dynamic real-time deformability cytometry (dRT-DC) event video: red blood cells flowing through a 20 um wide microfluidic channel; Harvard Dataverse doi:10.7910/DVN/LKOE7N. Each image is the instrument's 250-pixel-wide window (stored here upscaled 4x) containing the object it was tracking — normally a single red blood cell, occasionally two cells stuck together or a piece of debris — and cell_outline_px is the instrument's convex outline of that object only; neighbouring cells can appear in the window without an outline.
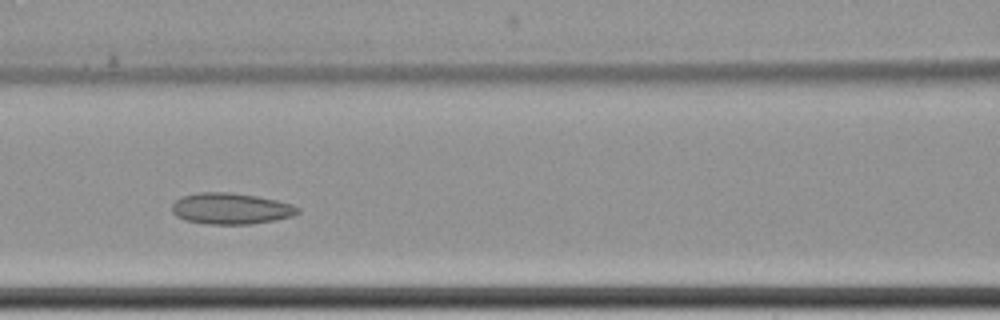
{"species": "common noctule bat (a hibernating species)", "species_latin": "Nyctalus noctula", "temperature_condition": "cold", "stored_images_in_passage": 9, "camera_frame_rate_fps": 3000, "um_per_image_px": 0.085, "animal": {"sex": "female", "body_mass_g": 22.7, "forearm_length_mm": 54.2}, "frame": {"image": 1, "passage_image": 6, "time_ms": 6.0, "image_size_px": [1000, 320], "cell_outline_px": [[300, 212], [292, 216], [252, 224], [208, 224], [184, 220], [176, 216], [172, 212], [172, 204], [176, 200], [184, 196], [196, 192], [228, 192], [256, 196], [276, 200], [292, 204], [300, 208]], "centroid_in_image_um": [19.61, 17.73], "position_along_channel_um": 147.0, "area_um2": 22.83}}
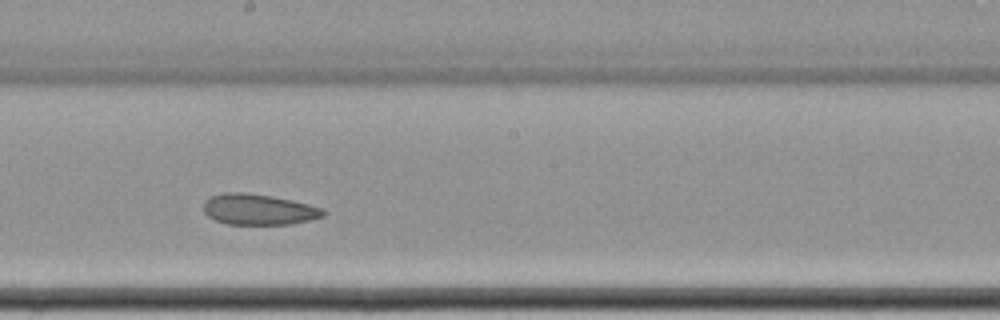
{"frame": {"image": 2, "passage_image": 8, "time_ms": 8.333, "image_size_px": [1000, 320], "cell_outline_px": [[328, 212], [324, 216], [292, 224], [228, 224], [216, 220], [208, 216], [204, 212], [204, 200], [212, 196], [224, 192], [244, 192], [272, 196], [292, 200], [324, 208]], "centroid_in_image_um": [22.0, 17.8], "position_along_channel_um": 226.2, "area_um2": 21.56}}
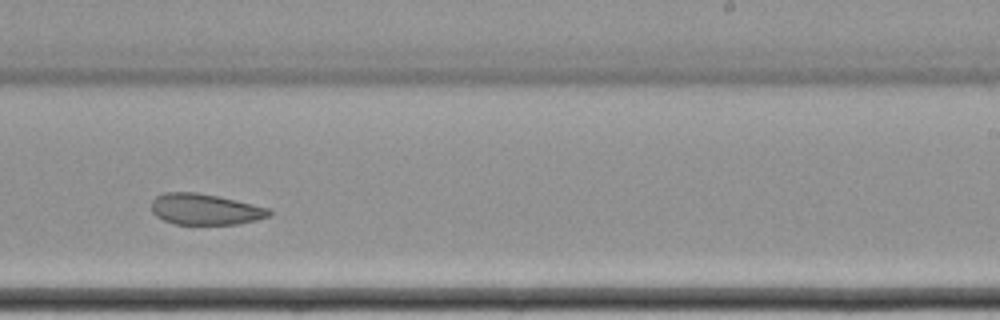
{"frame": {"image": 3, "passage_image": 9, "time_ms": 9.667, "image_size_px": [1000, 320], "cell_outline_px": [[272, 216], [256, 220], [236, 224], [176, 224], [164, 220], [156, 216], [152, 212], [152, 200], [156, 196], [164, 192], [196, 192], [236, 200], [268, 208], [272, 212]], "centroid_in_image_um": [17.43, 17.79], "position_along_channel_um": 271.6, "area_um2": 21.21}}